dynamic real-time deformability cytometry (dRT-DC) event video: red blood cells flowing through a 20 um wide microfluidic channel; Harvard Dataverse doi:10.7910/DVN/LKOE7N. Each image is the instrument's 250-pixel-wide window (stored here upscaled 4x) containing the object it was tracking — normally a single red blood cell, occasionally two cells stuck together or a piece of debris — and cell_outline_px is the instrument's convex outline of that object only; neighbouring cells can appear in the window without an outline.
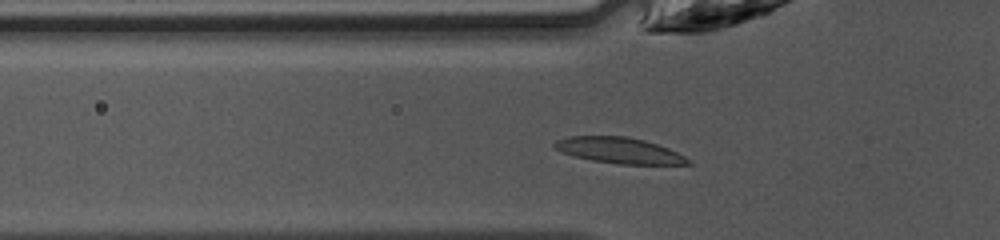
{"species": "common noctule bat (a hibernating species)", "species_latin": "Nyctalus noctula", "temperature_condition": "warm", "stored_images_in_passage": 34, "camera_frame_rate_fps": 3000, "um_per_image_px": 0.085, "animal": {"sex": "female", "body_mass_g": 10.0, "forearm_length_mm": 53.1}, "frame": {"image": 1, "passage_image": 3, "time_ms": 0.667, "image_size_px": [1000, 240], "cell_outline_px": [[692, 164], [620, 164], [592, 160], [572, 156], [560, 152], [552, 148], [552, 144], [556, 140], [568, 136], [628, 136], [644, 140], [668, 148], [692, 160]], "centroid_in_image_um": [52.58, 12.78], "position_along_channel_um": 73.2, "area_um2": 20.29}}
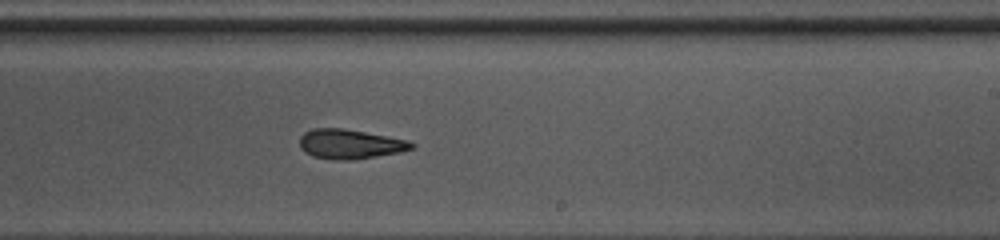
{"frame": {"image": 2, "passage_image": 16, "time_ms": 5.0, "image_size_px": [1000, 240], "cell_outline_px": [[416, 148], [400, 152], [352, 160], [336, 160], [312, 156], [304, 152], [300, 148], [300, 136], [304, 132], [312, 128], [344, 128], [408, 140], [416, 144]], "centroid_in_image_um": [29.75, 12.24], "position_along_channel_um": 259.2, "area_um2": 19.42}}
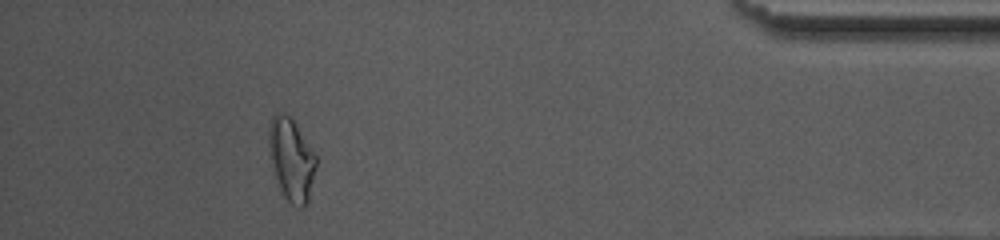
{"frame": {"image": 3, "passage_image": 30, "time_ms": 9.667, "image_size_px": [1000, 240], "cell_outline_px": [[316, 164], [308, 204], [304, 208], [300, 208], [292, 204], [284, 196], [280, 188], [276, 176], [268, 144], [268, 128], [272, 116], [280, 112], [284, 112], [292, 120], [316, 156]], "centroid_in_image_um": [24.77, 13.58], "position_along_channel_um": 410.4, "area_um2": 22.14}, "authors_computed_cell_mechanics": {"area_um2": 20.0566, "velocity_mm_per_s": 4.2596, "shape_relaxation_time_tau1_ms": 4.795, "shape_relaxation_time_tau2_ms": 4.8415, "deformation_change_tau1": 0.1422, "deformation_change_tau2": 0.1567}}